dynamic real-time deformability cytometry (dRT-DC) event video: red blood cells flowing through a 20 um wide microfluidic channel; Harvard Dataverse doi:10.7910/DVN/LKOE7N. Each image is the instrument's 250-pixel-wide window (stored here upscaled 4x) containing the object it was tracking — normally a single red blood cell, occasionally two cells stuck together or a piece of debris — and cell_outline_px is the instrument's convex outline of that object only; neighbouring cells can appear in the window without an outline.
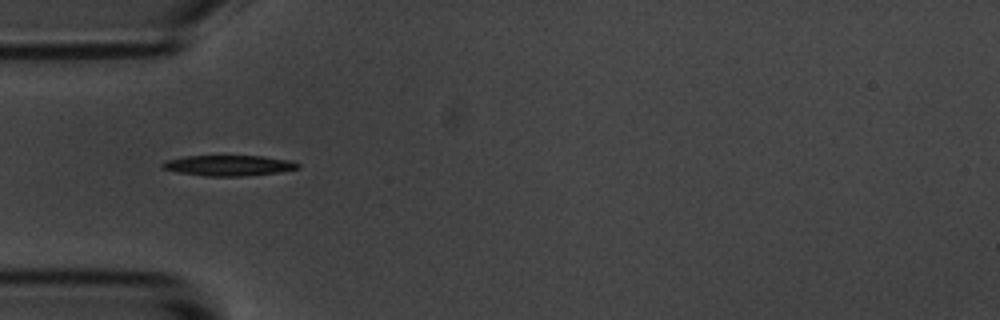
{"species": "common noctule bat (a hibernating species)", "species_latin": "Nyctalus noctula", "temperature_condition": "room temperature", "stored_images_in_passage": 2, "camera_frame_rate_fps": 3000, "um_per_image_px": 0.085, "animal": {"sex": "male", "body_mass_g": 20.1, "forearm_length_mm": 53.5}, "frame": {"image": 1, "passage_image": 1, "time_ms": 0.0, "image_size_px": [1000, 320], "cell_outline_px": [[300, 168], [280, 172], [244, 176], [204, 176], [180, 172], [160, 168], [160, 164], [164, 160], [184, 156], [264, 156], [292, 160], [300, 164]], "centroid_in_image_um": [19.44, 14.06], "position_along_channel_um": 65.6, "area_um2": 16.42}}